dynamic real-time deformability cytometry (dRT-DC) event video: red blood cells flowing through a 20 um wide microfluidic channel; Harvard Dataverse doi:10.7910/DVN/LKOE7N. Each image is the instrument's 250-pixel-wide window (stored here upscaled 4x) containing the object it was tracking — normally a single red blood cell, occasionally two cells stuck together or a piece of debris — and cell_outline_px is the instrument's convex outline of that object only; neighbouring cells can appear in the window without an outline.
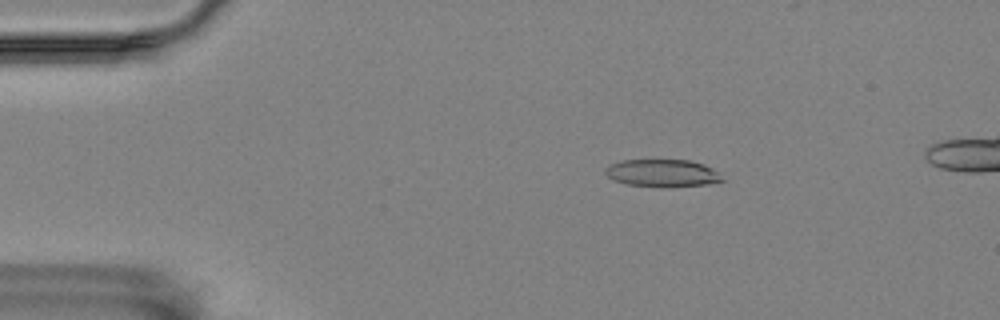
{"species": "Egyptian fruit bat (a non-hibernating species)", "species_latin": "Rousettus aegyptiacus", "temperature_condition": "room temperature", "stored_images_in_passage": 44, "camera_frame_rate_fps": 3000, "um_per_image_px": 0.085, "animal": {"sex": "female"}, "frame": {"image": 1, "passage_image": 5, "time_ms": 1.333, "image_size_px": [1000, 320], "cell_outline_px": [[724, 180], [708, 184], [668, 188], [660, 188], [624, 184], [612, 180], [604, 172], [604, 168], [612, 164], [624, 160], [688, 160], [704, 164], [712, 168]], "centroid_in_image_um": [56.27, 14.74], "position_along_channel_um": 28.7, "area_um2": 18.96}}
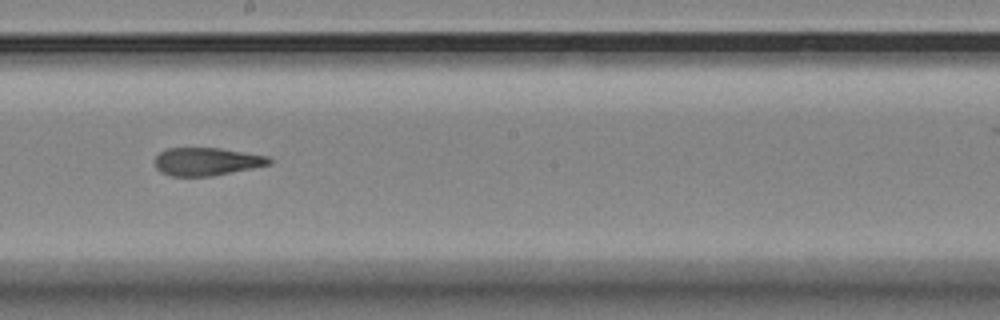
{"frame": {"image": 2, "passage_image": 27, "time_ms": 8.667, "image_size_px": [1000, 320], "cell_outline_px": [[272, 164], [212, 176], [168, 176], [160, 172], [156, 168], [156, 156], [160, 152], [168, 148], [220, 148], [268, 156], [272, 160]], "centroid_in_image_um": [17.57, 13.73], "position_along_channel_um": 230.6, "area_um2": 18.61}}
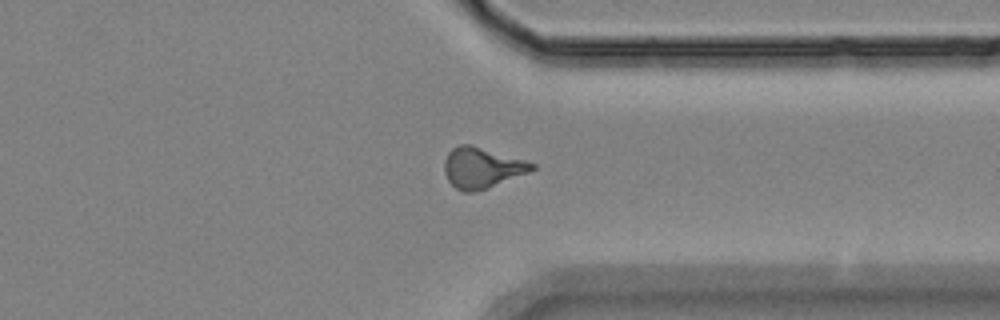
{"frame": {"image": 3, "passage_image": 39, "time_ms": 12.667, "image_size_px": [1000, 320], "cell_outline_px": [[536, 168], [528, 172], [488, 188], [472, 192], [464, 192], [456, 188], [448, 180], [444, 172], [444, 160], [448, 152], [452, 148], [460, 144], [472, 144], [524, 160], [536, 164]], "centroid_in_image_um": [40.93, 14.25], "position_along_channel_um": 370.5, "area_um2": 20.69}}